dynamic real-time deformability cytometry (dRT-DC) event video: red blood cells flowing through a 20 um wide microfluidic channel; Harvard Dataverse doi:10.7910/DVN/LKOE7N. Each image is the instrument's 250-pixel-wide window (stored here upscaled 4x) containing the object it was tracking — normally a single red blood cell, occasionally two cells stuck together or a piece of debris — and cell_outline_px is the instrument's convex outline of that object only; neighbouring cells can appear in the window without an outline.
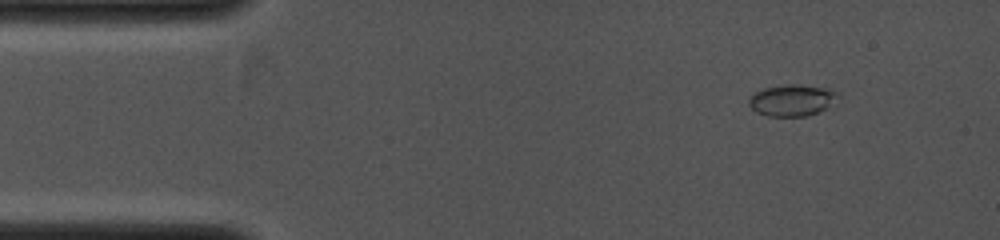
{"species": "common noctule bat (a hibernating species)", "species_latin": "Nyctalus noctula", "temperature_condition": "cold", "stored_images_in_passage": 32, "camera_frame_rate_fps": 4000, "um_per_image_px": 0.085, "animal": {"sex": "female", "body_mass_g": 19.0, "forearm_length_mm": 53.3}, "frame": {"image": 1, "passage_image": 2, "time_ms": 0.25, "image_size_px": [1000, 240], "cell_outline_px": [[840, 96], [824, 108], [808, 116], [768, 116], [756, 112], [748, 104], [748, 96], [764, 88], [788, 84], [800, 84], [832, 88], [840, 92]], "centroid_in_image_um": [67.32, 8.5], "position_along_channel_um": 17.7, "area_um2": 16.47}}
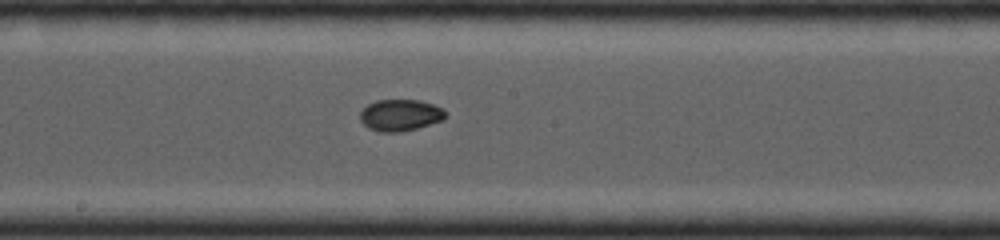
{"frame": {"image": 2, "passage_image": 20, "time_ms": 5.0, "image_size_px": [1000, 240], "cell_outline_px": [[448, 116], [444, 120], [416, 128], [400, 132], [380, 132], [368, 128], [360, 120], [360, 112], [368, 104], [376, 100], [420, 100], [444, 108]], "centroid_in_image_um": [34.05, 9.78], "position_along_channel_um": 214.2, "area_um2": 15.84}}
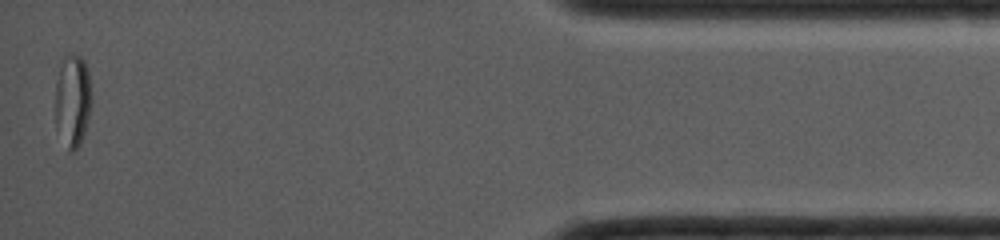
{"frame": {"image": 3, "passage_image": 32, "time_ms": 9.75, "image_size_px": [1000, 240], "cell_outline_px": [[92, 104], [84, 136], [80, 144], [72, 152], [68, 152], [56, 128], [56, 80], [64, 56], [68, 52], [80, 56], [84, 60], [88, 72], [92, 100]], "centroid_in_image_um": [6.18, 8.56], "position_along_channel_um": 429.0, "area_um2": 19.83}}